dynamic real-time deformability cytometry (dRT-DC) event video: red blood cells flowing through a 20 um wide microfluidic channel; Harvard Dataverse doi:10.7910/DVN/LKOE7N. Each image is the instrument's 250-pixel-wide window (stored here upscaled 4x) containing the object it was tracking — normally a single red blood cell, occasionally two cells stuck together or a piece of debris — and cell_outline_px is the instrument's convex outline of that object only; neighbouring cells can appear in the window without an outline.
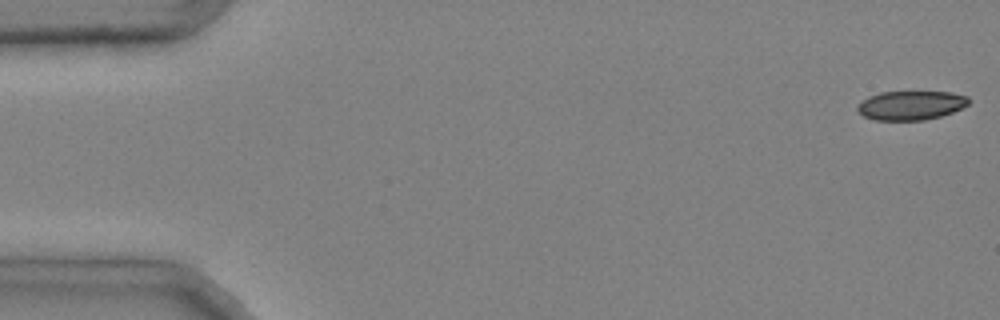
{"species": "common noctule bat (a hibernating species)", "species_latin": "Nyctalus noctula", "temperature_condition": "cold", "stored_images_in_passage": 46, "camera_frame_rate_fps": 3000, "um_per_image_px": 0.085, "animal": {"sex": "male", "body_mass_g": 20.4}, "frame": {"image": 1, "passage_image": 1, "time_ms": 0.0, "image_size_px": [1000, 320], "cell_outline_px": [[968, 104], [952, 112], [940, 116], [924, 120], [872, 120], [856, 112], [856, 104], [868, 96], [880, 92], [952, 92], [968, 96]], "centroid_in_image_um": [77.35, 8.95], "position_along_channel_um": 7.6, "area_um2": 18.96}}
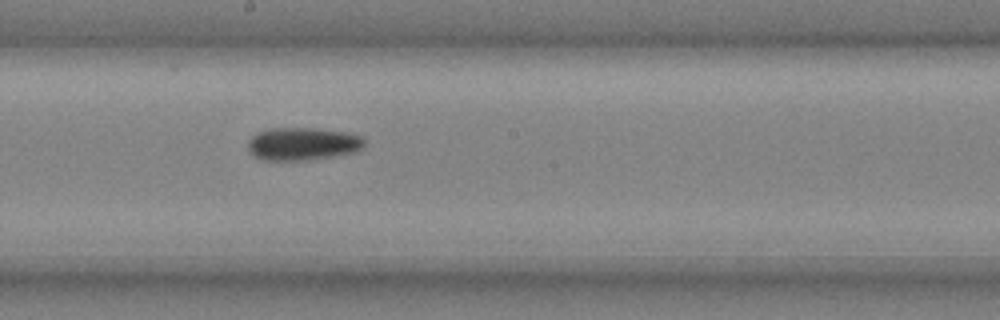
{"frame": {"image": 2, "passage_image": 27, "time_ms": 8.667, "image_size_px": [1000, 320], "cell_outline_px": [[364, 148], [356, 152], [308, 160], [264, 160], [248, 152], [248, 140], [252, 136], [260, 132], [272, 128], [312, 128], [348, 132], [364, 136]], "centroid_in_image_um": [25.77, 12.22], "position_along_channel_um": 222.4, "area_um2": 22.37}}
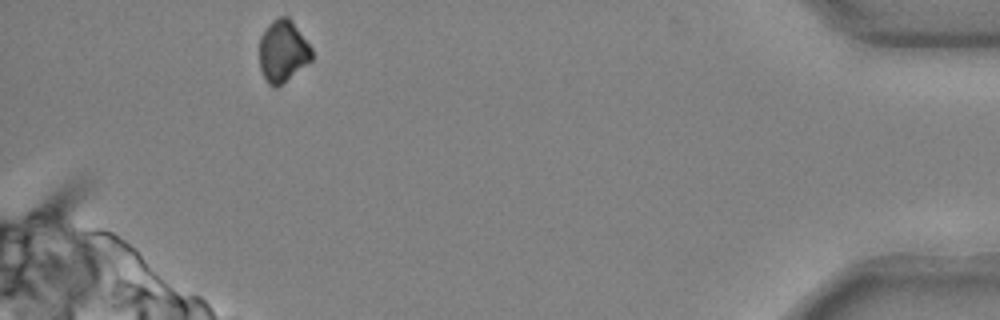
{"frame": {"image": 3, "passage_image": 45, "time_ms": 14.667, "image_size_px": [1000, 320], "cell_outline_px": [[312, 60], [276, 88], [272, 88], [268, 84], [260, 68], [260, 36], [268, 24], [276, 16], [288, 16], [292, 20], [312, 48]], "centroid_in_image_um": [24.04, 4.33], "position_along_channel_um": 411.2, "area_um2": 18.96}}